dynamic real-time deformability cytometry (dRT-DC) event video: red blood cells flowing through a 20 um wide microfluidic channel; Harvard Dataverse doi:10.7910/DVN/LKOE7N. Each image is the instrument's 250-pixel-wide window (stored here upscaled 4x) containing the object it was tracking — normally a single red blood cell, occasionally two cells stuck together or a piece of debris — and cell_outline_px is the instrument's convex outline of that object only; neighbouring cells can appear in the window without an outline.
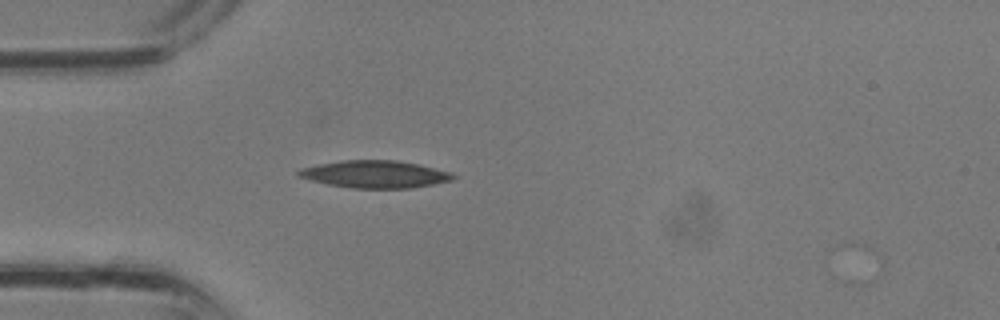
{"species": "common noctule bat (a hibernating species)", "species_latin": "Nyctalus noctula", "temperature_condition": "room temperature", "stored_images_in_passage": 3, "camera_frame_rate_fps": 3000, "um_per_image_px": 0.085, "animal": {"sex": "male", "body_mass_g": 13.3}, "frame": {"image": 1, "passage_image": 2, "time_ms": 0.333, "image_size_px": [1000, 320], "cell_outline_px": [[456, 176], [452, 180], [412, 188], [352, 188], [328, 184], [296, 176], [296, 172], [300, 168], [340, 160], [396, 160], [420, 164], [452, 172]], "centroid_in_image_um": [31.88, 14.8], "position_along_channel_um": 53.1, "area_um2": 24.68}}